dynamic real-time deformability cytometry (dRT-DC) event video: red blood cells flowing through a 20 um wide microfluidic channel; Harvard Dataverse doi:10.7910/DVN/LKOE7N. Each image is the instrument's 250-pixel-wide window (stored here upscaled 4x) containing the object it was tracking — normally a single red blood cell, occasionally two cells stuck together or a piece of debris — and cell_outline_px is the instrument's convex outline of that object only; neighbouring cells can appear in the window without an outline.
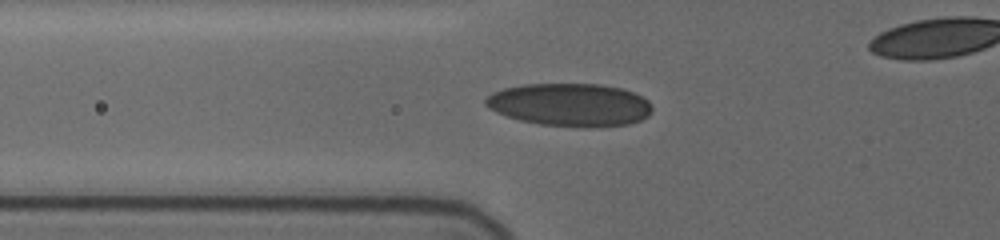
{"species": "human", "species_latin": "Homo sapiens", "temperature_condition": "cold", "stored_images_in_passage": 12, "camera_frame_rate_fps": 3000, "um_per_image_px": 0.085, "donor": {"sex": "female"}, "frame": {"image": 1, "passage_image": 10, "time_ms": 7.667, "image_size_px": [1000, 240], "cell_outline_px": [[652, 112], [648, 116], [640, 120], [628, 124], [588, 128], [580, 128], [540, 124], [520, 120], [496, 112], [488, 108], [484, 104], [484, 100], [492, 92], [504, 88], [524, 84], [600, 84], [620, 88], [632, 92], [648, 100], [652, 104]], "centroid_in_image_um": [48.45, 8.91], "position_along_channel_um": 77.3, "area_um2": 41.91}}
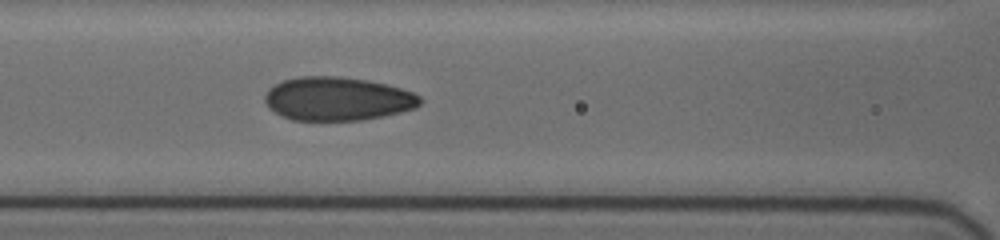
{"frame": {"image": 2, "passage_image": 12, "time_ms": 9.333, "image_size_px": [1000, 240], "cell_outline_px": [[424, 100], [416, 108], [384, 116], [360, 120], [292, 120], [268, 108], [264, 100], [264, 96], [268, 88], [284, 80], [300, 76], [340, 76], [368, 80], [400, 88], [412, 92], [420, 96]], "centroid_in_image_um": [28.69, 8.39], "position_along_channel_um": 137.9, "area_um2": 39.48}}